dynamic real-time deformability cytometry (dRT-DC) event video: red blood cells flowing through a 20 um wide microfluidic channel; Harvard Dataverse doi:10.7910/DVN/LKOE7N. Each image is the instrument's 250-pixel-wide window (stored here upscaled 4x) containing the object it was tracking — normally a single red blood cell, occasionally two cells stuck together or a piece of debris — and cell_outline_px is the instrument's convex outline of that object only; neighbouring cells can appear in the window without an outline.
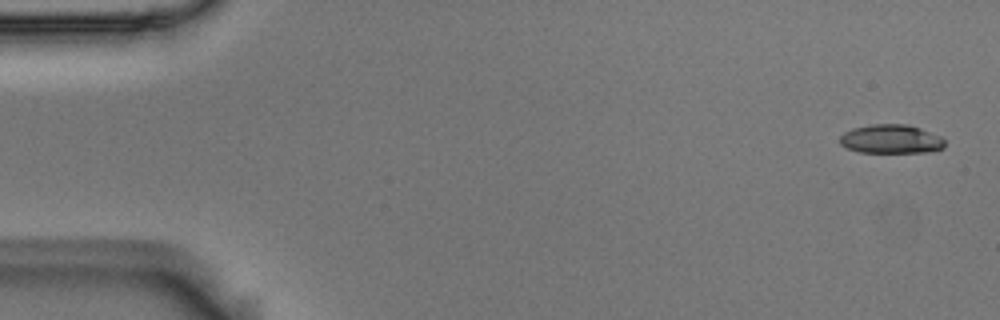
{"species": "Egyptian fruit bat (a non-hibernating species)", "species_latin": "Rousettus aegyptiacus", "temperature_condition": "room temperature", "stored_images_in_passage": 10, "camera_frame_rate_fps": 3000, "um_per_image_px": 0.085, "animal": {"sex": "male"}, "frame": {"image": 1, "passage_image": 1, "time_ms": 0.0, "image_size_px": [1000, 320], "cell_outline_px": [[944, 148], [928, 152], [860, 152], [848, 148], [840, 144], [840, 136], [844, 132], [852, 128], [872, 124], [908, 124], [920, 128], [940, 136], [944, 140]], "centroid_in_image_um": [75.73, 11.81], "position_along_channel_um": 9.3, "area_um2": 17.63}}
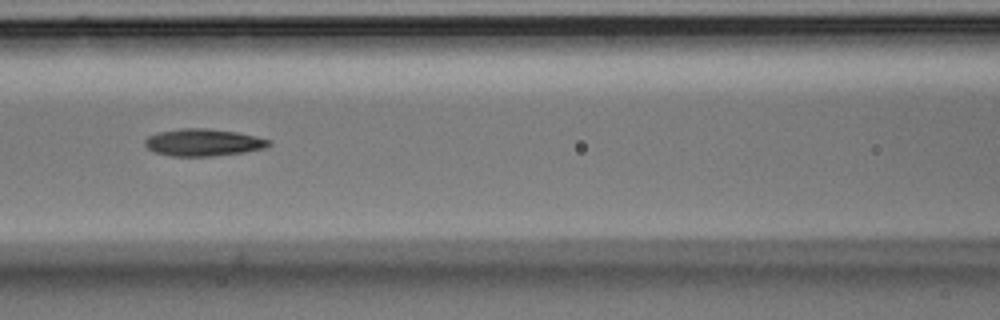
{"frame": {"image": 2, "passage_image": 6, "time_ms": 1.667, "image_size_px": [1000, 320], "cell_outline_px": [[272, 144], [264, 148], [244, 152], [212, 156], [172, 156], [156, 152], [148, 148], [144, 144], [144, 140], [148, 136], [160, 132], [184, 128], [208, 128], [236, 132], [256, 136], [272, 140]], "centroid_in_image_um": [17.31, 12.1], "position_along_channel_um": 149.3, "area_um2": 19.54}}
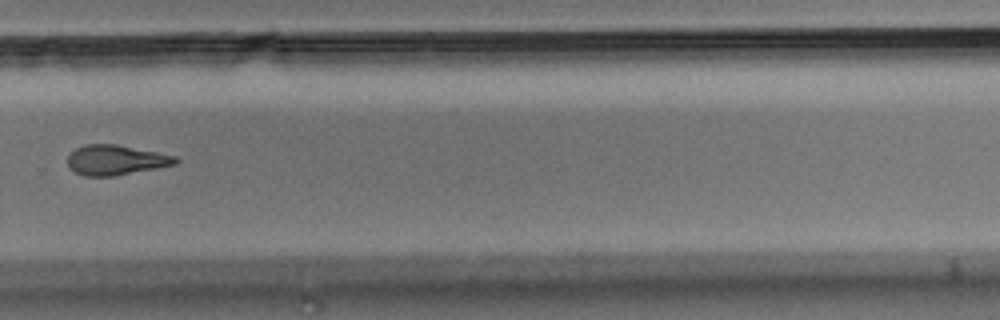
{"frame": {"image": 3, "passage_image": 10, "time_ms": 3.0, "image_size_px": [1000, 320], "cell_outline_px": [[180, 160], [176, 164], [112, 176], [84, 176], [68, 168], [68, 152], [84, 144], [116, 144], [176, 156]], "centroid_in_image_um": [9.79, 13.59], "position_along_channel_um": 320.0, "area_um2": 18.79}}